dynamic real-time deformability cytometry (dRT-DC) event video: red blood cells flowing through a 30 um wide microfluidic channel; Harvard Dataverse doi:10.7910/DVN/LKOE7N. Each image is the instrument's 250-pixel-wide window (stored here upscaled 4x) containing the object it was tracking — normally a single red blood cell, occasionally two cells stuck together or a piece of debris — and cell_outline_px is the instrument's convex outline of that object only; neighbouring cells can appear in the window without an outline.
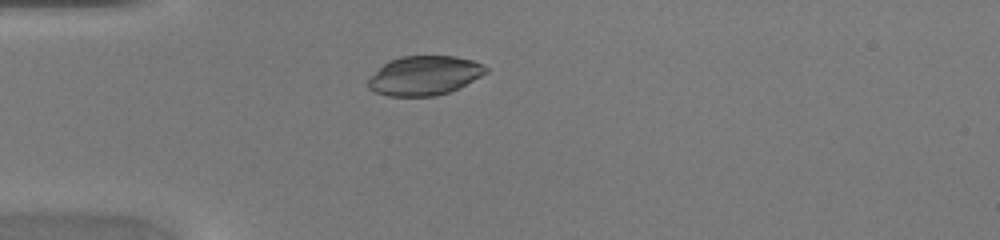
{"species": "common noctule bat (a hibernating species)", "species_latin": "Nyctalus noctula", "temperature_condition": "warm", "stored_images_in_passage": 34, "camera_frame_rate_fps": 3000, "um_per_image_px": 0.085, "animal": {"sex": "female", "body_mass_g": 20.0, "forearm_length_mm": 54.0}, "frame": {"image": 1, "passage_image": 1, "time_ms": 0.0, "image_size_px": [1000, 240], "cell_outline_px": [[488, 72], [448, 92], [436, 96], [388, 96], [376, 92], [368, 88], [368, 80], [388, 60], [400, 56], [456, 56], [472, 60], [488, 68]], "centroid_in_image_um": [36.05, 6.41], "position_along_channel_um": 48.9, "area_um2": 26.59}}
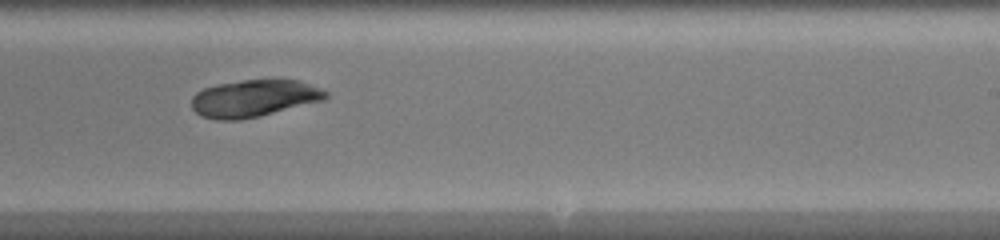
{"frame": {"image": 2, "passage_image": 17, "time_ms": 5.333, "image_size_px": [1000, 240], "cell_outline_px": [[328, 96], [324, 100], [260, 116], [240, 120], [216, 120], [200, 116], [192, 108], [192, 96], [196, 92], [204, 88], [216, 84], [244, 80], [296, 80], [320, 88], [328, 92]], "centroid_in_image_um": [21.55, 8.37], "position_along_channel_um": 267.4, "area_um2": 28.96}}
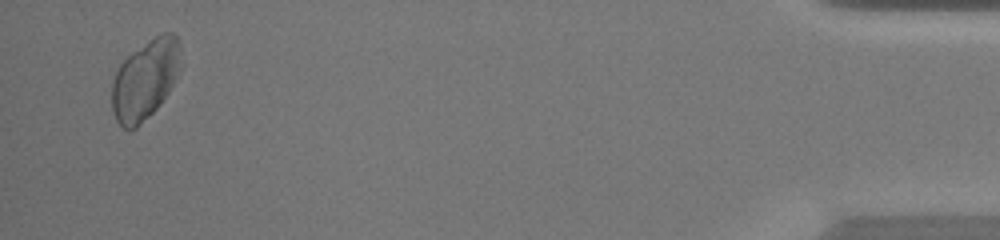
{"frame": {"image": 3, "passage_image": 33, "time_ms": 10.667, "image_size_px": [1000, 240], "cell_outline_px": [[180, 68], [168, 92], [160, 104], [136, 128], [124, 128], [116, 120], [112, 112], [112, 80], [120, 64], [132, 52], [160, 32], [172, 32], [176, 36], [180, 44]], "centroid_in_image_um": [12.33, 6.74], "position_along_channel_um": 422.9, "area_um2": 31.73}}